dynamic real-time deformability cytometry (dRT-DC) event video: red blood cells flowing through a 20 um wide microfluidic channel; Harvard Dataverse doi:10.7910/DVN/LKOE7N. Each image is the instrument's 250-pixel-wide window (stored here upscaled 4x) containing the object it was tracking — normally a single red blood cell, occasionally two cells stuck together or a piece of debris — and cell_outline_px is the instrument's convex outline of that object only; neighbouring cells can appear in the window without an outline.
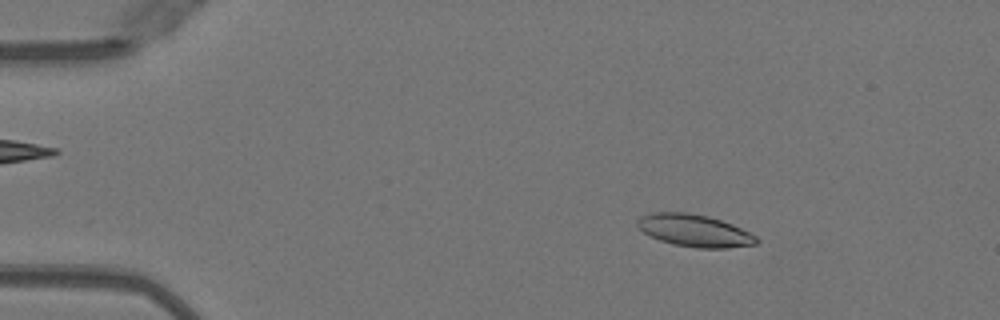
{"species": "Egyptian fruit bat (a non-hibernating species)", "species_latin": "Rousettus aegyptiacus", "temperature_condition": "warm", "stored_images_in_passage": 51, "camera_frame_rate_fps": 3000, "um_per_image_px": 0.085, "animal": {"sex": "female"}, "frame": {"image": 1, "passage_image": 8, "time_ms": 2.333, "image_size_px": [1000, 320], "cell_outline_px": [[760, 240], [756, 244], [724, 248], [696, 248], [672, 244], [660, 240], [644, 232], [636, 224], [636, 220], [640, 216], [656, 212], [688, 212], [708, 216], [732, 224], [756, 236]], "centroid_in_image_um": [59.02, 19.59], "position_along_channel_um": 26.0, "area_um2": 22.25}}
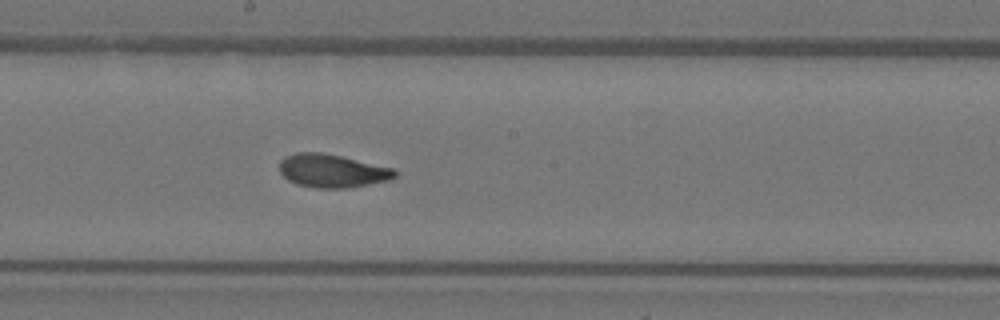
{"frame": {"image": 2, "passage_image": 28, "time_ms": 9.0, "image_size_px": [1000, 320], "cell_outline_px": [[396, 176], [388, 180], [368, 184], [344, 188], [316, 188], [296, 184], [288, 180], [280, 172], [280, 160], [284, 156], [296, 152], [320, 152], [340, 156], [392, 168], [396, 172]], "centroid_in_image_um": [28.17, 14.52], "position_along_channel_um": 220.0, "area_um2": 22.14}}
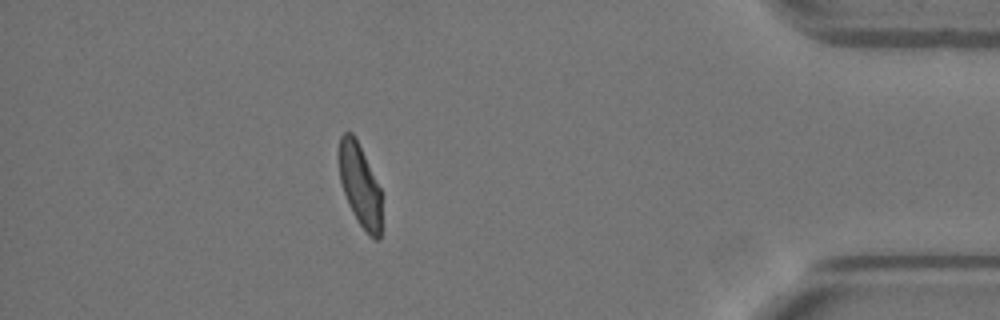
{"frame": {"image": 3, "passage_image": 45, "time_ms": 14.667, "image_size_px": [1000, 320], "cell_outline_px": [[380, 240], [376, 240], [368, 236], [360, 224], [348, 204], [340, 180], [336, 156], [340, 136], [344, 132], [352, 132], [380, 188]], "centroid_in_image_um": [30.54, 15.72], "position_along_channel_um": 404.7, "area_um2": 20.4}, "authors_computed_cell_mechanics": {"area_um2": 22.1374, "velocity_mm_per_s": 4.0229, "shape_relaxation_time_tau1_ms": 4.946, "shape_relaxation_time_tau2_ms": 1.8036, "deformation_change_tau1": 0.1771, "deformation_change_tau2": 0.0829}}